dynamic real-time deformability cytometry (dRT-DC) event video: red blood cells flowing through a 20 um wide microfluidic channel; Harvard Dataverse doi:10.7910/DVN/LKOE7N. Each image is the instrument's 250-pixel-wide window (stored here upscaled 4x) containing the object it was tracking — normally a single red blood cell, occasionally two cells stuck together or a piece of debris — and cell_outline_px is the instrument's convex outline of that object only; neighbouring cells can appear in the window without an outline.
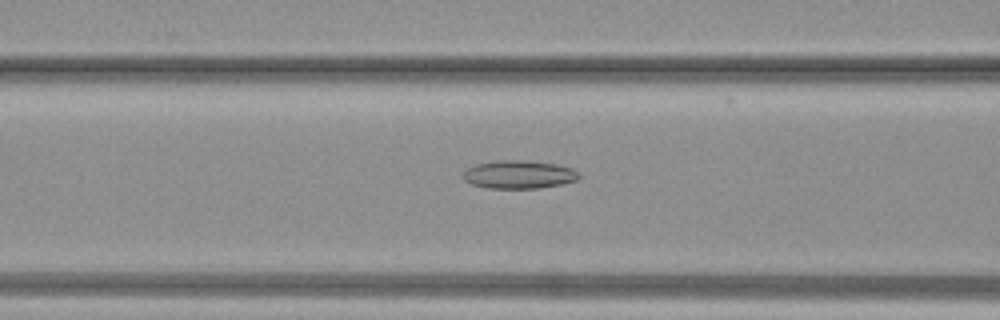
{"species": "common noctule bat (a hibernating species)", "species_latin": "Nyctalus noctula", "temperature_condition": "warm", "stored_images_in_passage": 36, "camera_frame_rate_fps": 3000, "um_per_image_px": 0.085, "animal": {"sex": "female", "body_mass_g": 19.3, "forearm_length_mm": 54.1}, "frame": {"image": 1, "passage_image": 13, "time_ms": 4.0, "image_size_px": [1000, 320], "cell_outline_px": [[580, 176], [576, 180], [560, 184], [540, 188], [488, 188], [472, 184], [464, 180], [464, 172], [468, 168], [476, 164], [496, 160], [524, 160], [556, 164], [572, 168], [580, 172]], "centroid_in_image_um": [44.12, 14.83], "position_along_channel_um": 122.5, "area_um2": 18.96}}
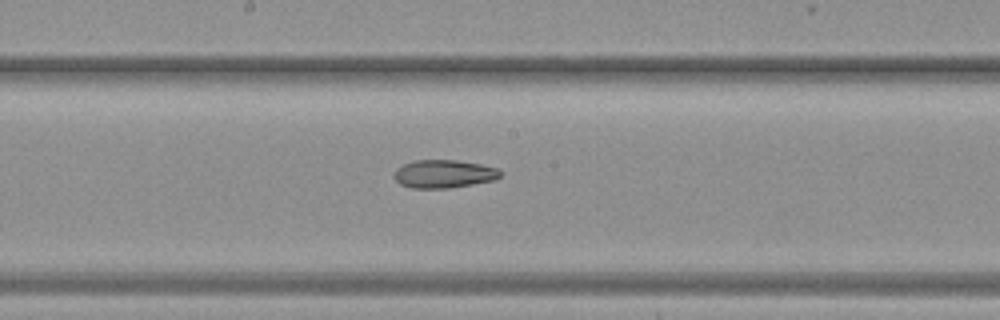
{"frame": {"image": 2, "passage_image": 18, "time_ms": 5.667, "image_size_px": [1000, 320], "cell_outline_px": [[500, 176], [496, 180], [448, 188], [412, 188], [400, 184], [392, 176], [396, 168], [404, 164], [416, 160], [456, 160], [480, 164], [496, 168], [500, 172]], "centroid_in_image_um": [37.69, 14.78], "position_along_channel_um": 210.5, "area_um2": 17.34}}
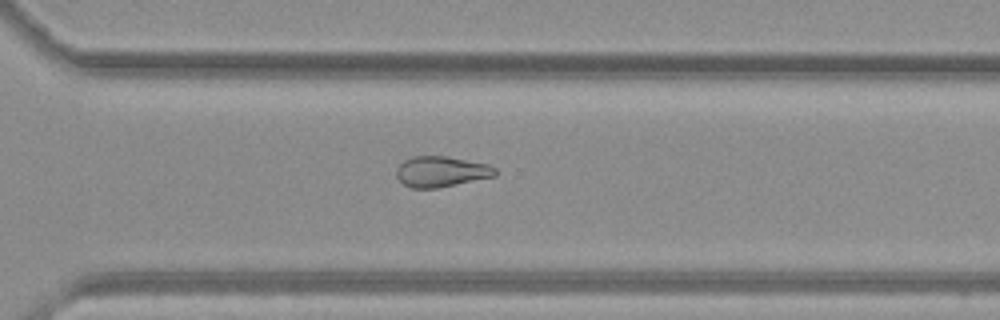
{"frame": {"image": 3, "passage_image": 25, "time_ms": 8.0, "image_size_px": [1000, 320], "cell_outline_px": [[496, 176], [436, 188], [412, 188], [404, 184], [396, 176], [396, 168], [404, 160], [412, 156], [448, 156], [488, 164], [496, 168]], "centroid_in_image_um": [37.5, 14.57], "position_along_channel_um": 333.1, "area_um2": 17.63}}